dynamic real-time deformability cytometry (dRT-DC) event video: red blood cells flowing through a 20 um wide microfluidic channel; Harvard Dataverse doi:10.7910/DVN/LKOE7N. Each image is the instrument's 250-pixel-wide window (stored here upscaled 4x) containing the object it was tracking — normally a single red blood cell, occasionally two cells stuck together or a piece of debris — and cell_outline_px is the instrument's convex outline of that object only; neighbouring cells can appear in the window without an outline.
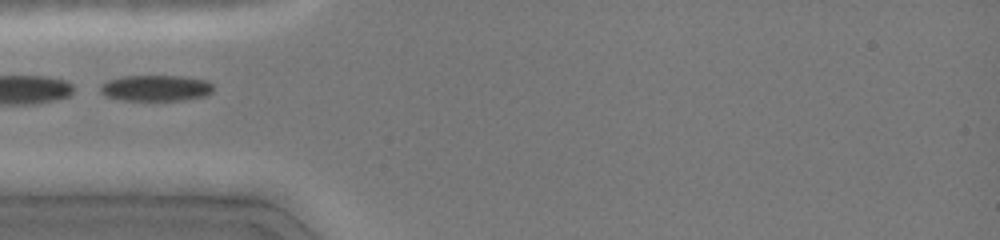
{"species": "common noctule bat (a hibernating species)", "species_latin": "Nyctalus noctula", "temperature_condition": "cold", "stored_images_in_passage": 32, "camera_frame_rate_fps": 3000, "um_per_image_px": 0.085, "animal": {"sex": "female", "body_mass_g": 19.0, "forearm_length_mm": 51.5}, "frame": {"image": 1, "passage_image": 1, "time_ms": 0.0, "image_size_px": [1000, 240], "cell_outline_px": [[212, 92], [208, 96], [184, 100], [120, 100], [104, 96], [100, 92], [100, 84], [108, 80], [120, 76], [180, 76], [208, 80], [212, 84]], "centroid_in_image_um": [13.23, 7.49], "position_along_channel_um": 71.8, "area_um2": 17.4}}